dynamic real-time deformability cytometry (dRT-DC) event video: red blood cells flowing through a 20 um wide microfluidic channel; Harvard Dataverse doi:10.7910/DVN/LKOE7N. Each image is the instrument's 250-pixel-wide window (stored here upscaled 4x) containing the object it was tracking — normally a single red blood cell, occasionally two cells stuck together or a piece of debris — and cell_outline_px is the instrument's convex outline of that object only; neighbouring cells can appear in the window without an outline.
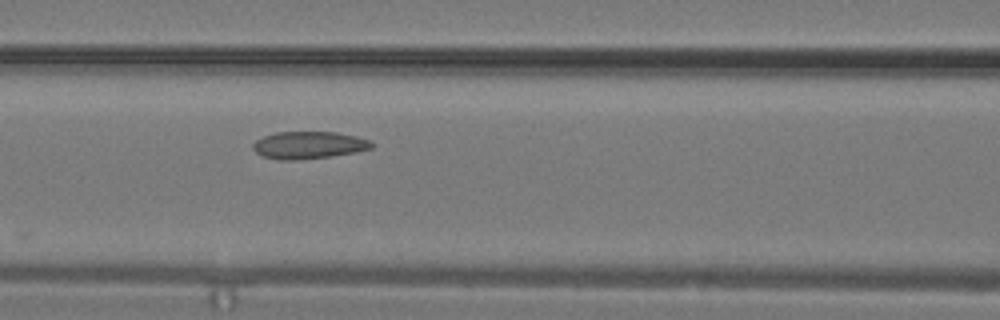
{"species": "common noctule bat (a hibernating species)", "species_latin": "Nyctalus noctula", "temperature_condition": "warm", "stored_images_in_passage": 4, "camera_frame_rate_fps": 3000, "um_per_image_px": 0.085, "animal": {"sex": "male", "body_mass_g": 19.2, "forearm_length_mm": 51.8}, "frame": {"image": 1, "passage_image": 4, "time_ms": 1.0, "image_size_px": [1000, 320], "cell_outline_px": [[376, 144], [372, 148], [356, 152], [332, 156], [296, 160], [280, 160], [260, 156], [252, 148], [252, 144], [256, 140], [264, 136], [276, 132], [336, 132], [356, 136], [372, 140]], "centroid_in_image_um": [26.26, 12.34], "position_along_channel_um": 140.3, "area_um2": 19.13}}